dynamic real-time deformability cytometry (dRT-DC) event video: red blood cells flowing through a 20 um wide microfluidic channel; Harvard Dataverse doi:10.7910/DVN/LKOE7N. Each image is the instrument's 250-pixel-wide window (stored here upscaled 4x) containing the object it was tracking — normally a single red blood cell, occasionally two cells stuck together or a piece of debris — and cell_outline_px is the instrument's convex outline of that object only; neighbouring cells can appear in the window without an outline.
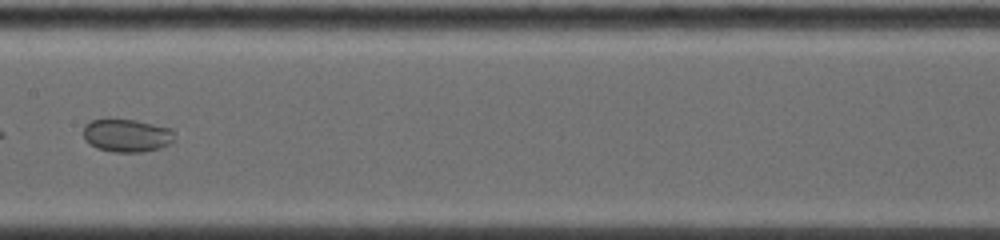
{"species": "common noctule bat (a hibernating species)", "species_latin": "Nyctalus noctula", "temperature_condition": "warm", "stored_images_in_passage": 21, "camera_frame_rate_fps": 5000, "um_per_image_px": 0.085, "animal": {"sex": "female", "body_mass_g": 19.0, "forearm_length_mm": 53.3}, "frame": {"image": 1, "passage_image": 10, "time_ms": 4.2, "image_size_px": [1000, 240], "cell_outline_px": [[172, 140], [168, 144], [160, 148], [140, 152], [112, 152], [96, 148], [84, 136], [84, 128], [92, 120], [132, 120], [168, 128], [172, 132]], "centroid_in_image_um": [10.76, 11.54], "position_along_channel_um": 196.6, "area_um2": 16.76}}